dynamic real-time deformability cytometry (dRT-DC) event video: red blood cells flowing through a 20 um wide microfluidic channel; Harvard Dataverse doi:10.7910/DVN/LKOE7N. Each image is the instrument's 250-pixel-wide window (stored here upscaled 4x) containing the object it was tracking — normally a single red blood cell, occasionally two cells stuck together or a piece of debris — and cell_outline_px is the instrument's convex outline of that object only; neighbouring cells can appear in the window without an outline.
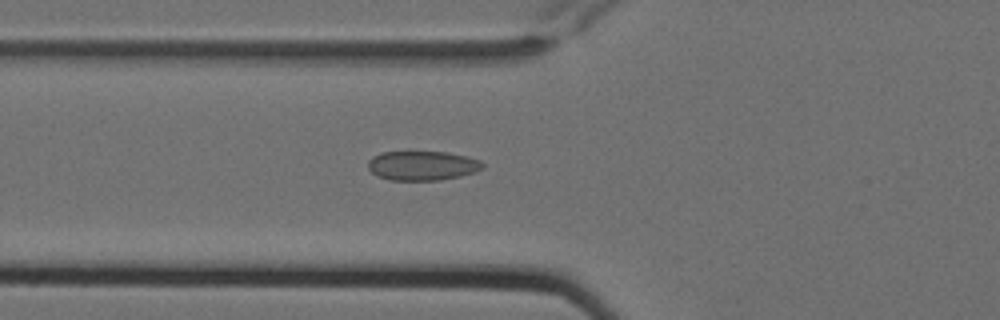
{"species": "Egyptian fruit bat (a non-hibernating species)", "species_latin": "Rousettus aegyptiacus", "temperature_condition": "cold", "stored_images_in_passage": 5, "camera_frame_rate_fps": 3000, "um_per_image_px": 0.085, "animal": {"sex": "female"}, "frame": {"image": 1, "passage_image": 5, "time_ms": 1.333, "image_size_px": [1000, 320], "cell_outline_px": [[484, 168], [476, 172], [460, 176], [440, 180], [388, 180], [376, 176], [368, 168], [368, 160], [372, 156], [380, 152], [448, 152], [468, 156], [480, 160], [484, 164]], "centroid_in_image_um": [35.9, 14.08], "position_along_channel_um": 89.9, "area_um2": 19.88}}